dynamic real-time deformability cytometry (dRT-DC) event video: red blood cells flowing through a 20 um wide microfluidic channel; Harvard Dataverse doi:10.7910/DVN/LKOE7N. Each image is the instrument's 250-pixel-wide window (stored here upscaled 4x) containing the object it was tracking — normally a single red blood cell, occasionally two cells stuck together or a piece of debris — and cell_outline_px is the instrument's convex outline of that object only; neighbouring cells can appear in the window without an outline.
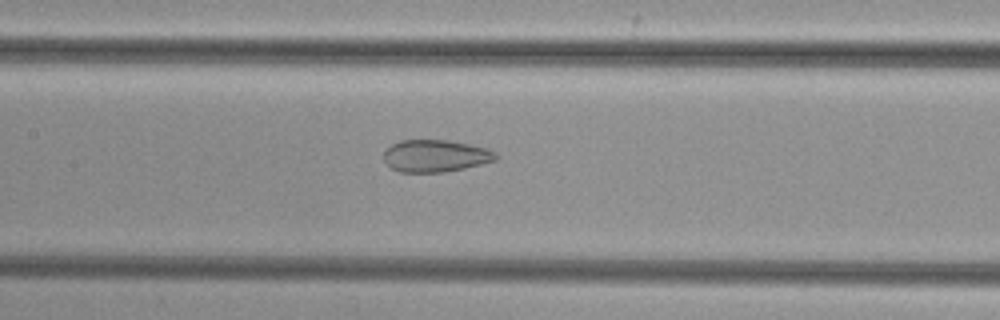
{"species": "common noctule bat (a hibernating species)", "species_latin": "Nyctalus noctula", "temperature_condition": "cold", "stored_images_in_passage": 49, "camera_frame_rate_fps": 3000, "um_per_image_px": 0.085, "animal": {"sex": "female", "body_mass_g": 29.2, "forearm_length_mm": 56.3}, "frame": {"image": 1, "passage_image": 22, "time_ms": 7.0, "image_size_px": [1000, 320], "cell_outline_px": [[500, 156], [496, 160], [464, 168], [444, 172], [400, 172], [392, 168], [384, 160], [384, 148], [400, 140], [448, 140], [488, 148], [496, 152]], "centroid_in_image_um": [37.02, 13.24], "position_along_channel_um": 170.4, "area_um2": 21.1}}
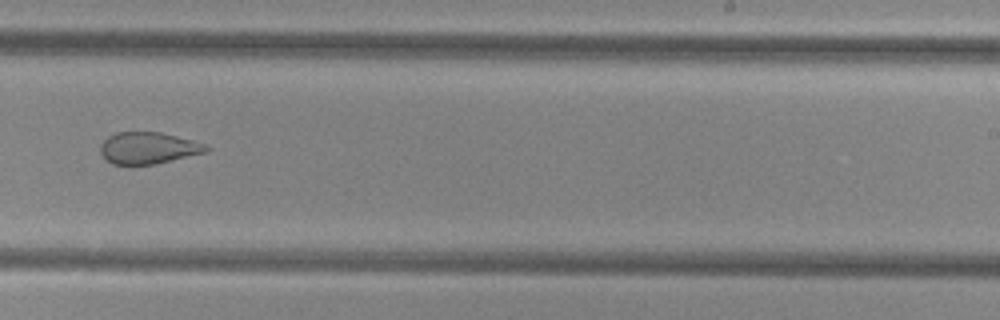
{"frame": {"image": 2, "passage_image": 30, "time_ms": 9.667, "image_size_px": [1000, 320], "cell_outline_px": [[212, 148], [204, 152], [156, 164], [132, 168], [112, 164], [100, 152], [100, 144], [108, 136], [116, 132], [160, 132], [208, 144]], "centroid_in_image_um": [12.57, 12.61], "position_along_channel_um": 276.4, "area_um2": 20.06}}
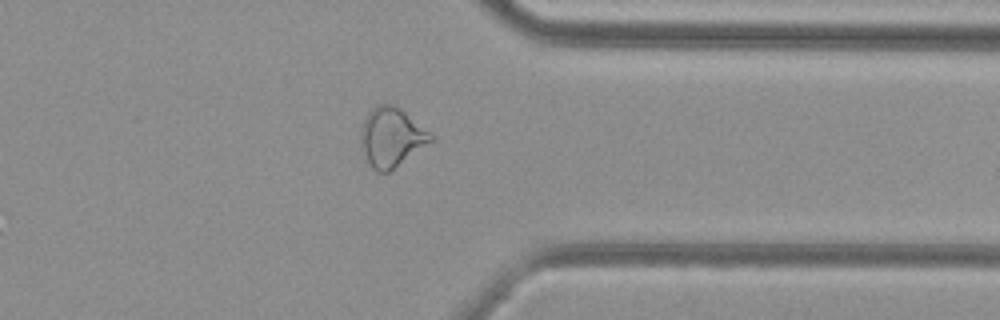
{"frame": {"image": 3, "passage_image": 38, "time_ms": 12.333, "image_size_px": [1000, 320], "cell_outline_px": [[436, 140], [388, 172], [376, 172], [372, 168], [360, 144], [360, 128], [368, 112], [376, 104], [392, 104], [404, 112], [436, 136]], "centroid_in_image_um": [33.29, 11.67], "position_along_channel_um": 378.1, "area_um2": 24.22}}